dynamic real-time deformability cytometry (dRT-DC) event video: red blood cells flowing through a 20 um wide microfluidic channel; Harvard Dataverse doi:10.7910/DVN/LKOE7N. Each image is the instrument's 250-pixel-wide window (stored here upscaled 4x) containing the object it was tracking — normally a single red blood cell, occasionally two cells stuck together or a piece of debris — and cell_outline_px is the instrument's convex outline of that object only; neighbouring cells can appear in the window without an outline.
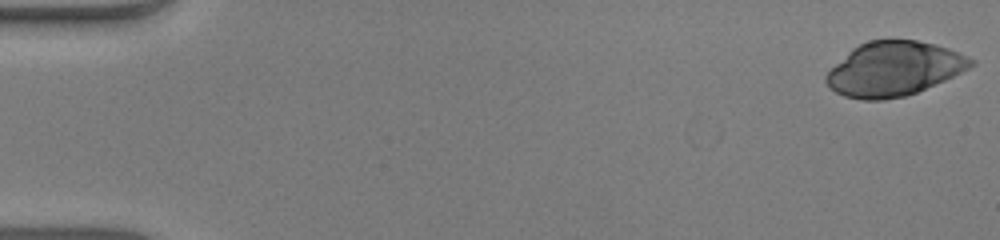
{"species": "human", "species_latin": "Homo sapiens", "temperature_condition": "warm", "stored_images_in_passage": 52, "camera_frame_rate_fps": 3000, "um_per_image_px": 0.085, "donor": {"sex": "male"}, "frame": {"image": 1, "passage_image": 1, "time_ms": 0.0, "image_size_px": [1000, 240], "cell_outline_px": [[976, 64], [944, 80], [916, 92], [904, 96], [884, 100], [860, 100], [844, 96], [836, 92], [824, 80], [824, 76], [852, 48], [868, 40], [916, 40], [936, 44], [948, 48], [968, 56], [976, 60]], "centroid_in_image_um": [75.99, 5.85], "position_along_channel_um": 9.0, "area_um2": 45.49}}
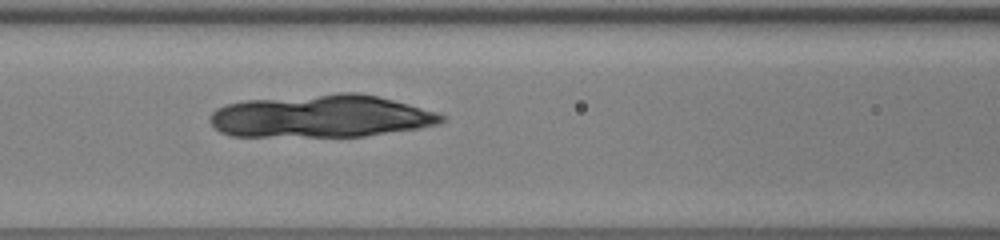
{"frame": {"image": 2, "passage_image": 23, "time_ms": 7.333, "image_size_px": [1000, 240], "cell_outline_px": [[444, 120], [440, 124], [420, 128], [364, 136], [232, 136], [220, 132], [208, 120], [208, 116], [216, 108], [224, 104], [244, 100], [340, 92], [360, 92], [408, 104], [436, 112], [444, 116]], "centroid_in_image_um": [27.25, 9.87], "position_along_channel_um": 139.3, "area_um2": 57.74}}
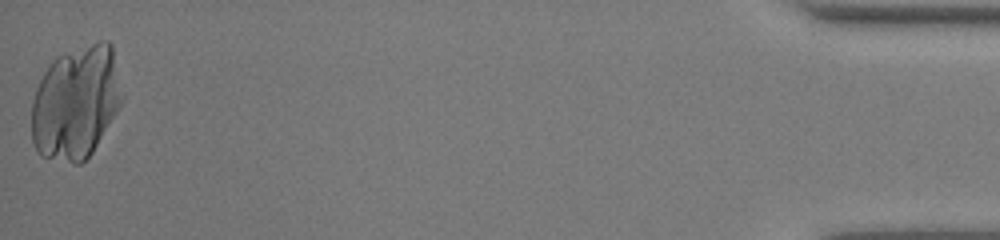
{"frame": {"image": 3, "passage_image": 52, "time_ms": 17.0, "image_size_px": [1000, 240], "cell_outline_px": [[124, 96], [116, 112], [92, 152], [80, 164], [72, 164], [40, 156], [36, 152], [32, 140], [32, 100], [36, 88], [44, 72], [52, 60], [56, 56], [100, 40], [108, 40], [112, 44]], "centroid_in_image_um": [6.45, 8.71], "position_along_channel_um": 428.7, "area_um2": 60.05}}